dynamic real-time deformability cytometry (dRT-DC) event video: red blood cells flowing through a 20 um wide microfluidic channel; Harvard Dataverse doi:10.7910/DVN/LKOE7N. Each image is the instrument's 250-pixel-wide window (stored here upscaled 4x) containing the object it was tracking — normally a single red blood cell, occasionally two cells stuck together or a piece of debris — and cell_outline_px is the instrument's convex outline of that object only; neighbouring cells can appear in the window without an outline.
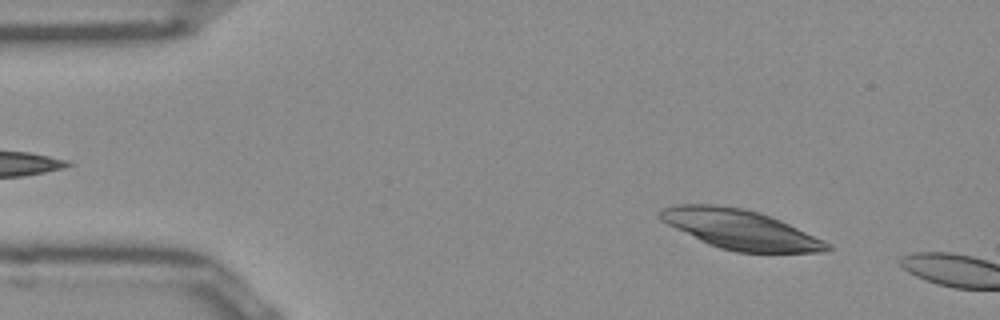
{"species": "Egyptian fruit bat (a non-hibernating species)", "species_latin": "Rousettus aegyptiacus", "temperature_condition": "room temperature", "stored_images_in_passage": 8, "camera_frame_rate_fps": 3000, "um_per_image_px": 0.085, "frame": {"image": 1, "passage_image": 5, "time_ms": 1.333, "image_size_px": [1000, 320], "cell_outline_px": [[832, 248], [820, 252], [736, 252], [720, 248], [708, 244], [660, 220], [660, 212], [664, 208], [676, 204], [712, 204], [744, 208], [780, 220], [832, 244]], "centroid_in_image_um": [62.92, 19.5], "position_along_channel_um": 22.1, "area_um2": 37.86}}